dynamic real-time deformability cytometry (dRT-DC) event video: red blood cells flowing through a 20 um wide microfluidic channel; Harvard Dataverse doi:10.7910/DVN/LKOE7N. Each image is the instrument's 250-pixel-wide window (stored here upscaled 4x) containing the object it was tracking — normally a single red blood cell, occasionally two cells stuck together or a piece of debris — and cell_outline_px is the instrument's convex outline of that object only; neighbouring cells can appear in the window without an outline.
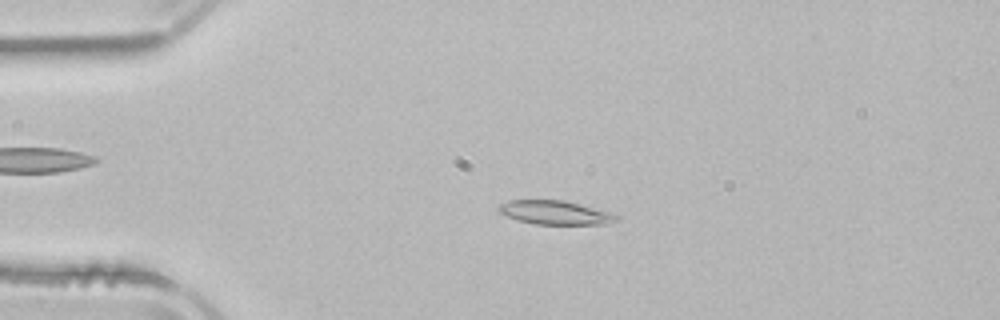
{"species": "common noctule bat (a hibernating species)", "species_latin": "Nyctalus noctula", "temperature_condition": "room temperature", "stored_images_in_passage": 52, "camera_frame_rate_fps": 3000, "um_per_image_px": 0.085, "animal": {"sex": "male", "body_mass_g": 21.5, "forearm_length_mm": 52.0}, "frame": {"image": 1, "passage_image": 11, "time_ms": 3.333, "image_size_px": [1000, 320], "cell_outline_px": [[620, 220], [608, 224], [536, 224], [516, 220], [500, 212], [496, 208], [500, 204], [508, 200], [564, 200], [608, 212], [620, 216]], "centroid_in_image_um": [47.19, 18.07], "position_along_channel_um": 37.8, "area_um2": 16.3}}
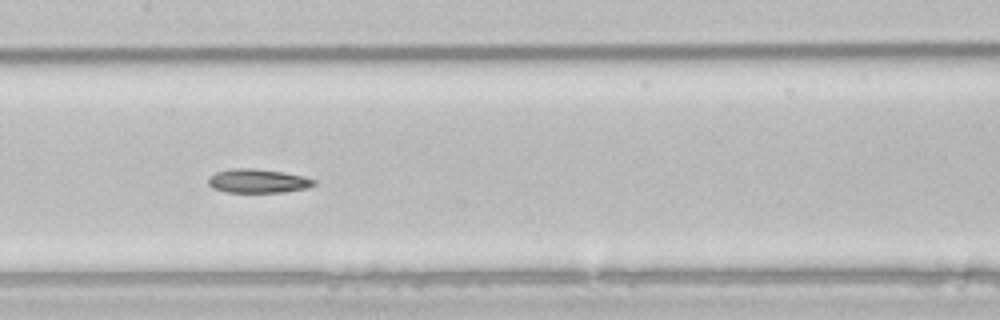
{"frame": {"image": 2, "passage_image": 25, "time_ms": 8.0, "image_size_px": [1000, 320], "cell_outline_px": [[316, 184], [308, 188], [284, 192], [224, 192], [212, 188], [208, 184], [208, 176], [216, 172], [232, 168], [256, 168], [284, 172], [304, 176], [316, 180]], "centroid_in_image_um": [21.91, 15.38], "position_along_channel_um": 185.5, "area_um2": 14.97}}
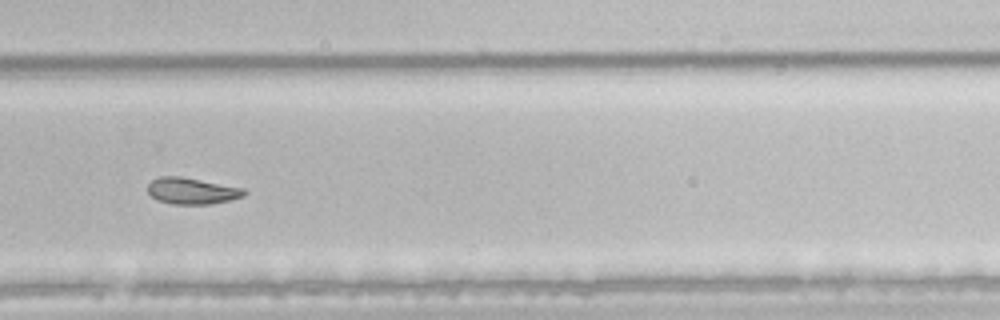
{"frame": {"image": 3, "passage_image": 35, "time_ms": 11.333, "image_size_px": [1000, 320], "cell_outline_px": [[248, 192], [244, 196], [232, 200], [212, 204], [172, 204], [160, 200], [152, 196], [148, 192], [148, 184], [152, 180], [160, 176], [180, 176], [244, 188]], "centroid_in_image_um": [16.36, 16.23], "position_along_channel_um": 313.4, "area_um2": 14.85}}